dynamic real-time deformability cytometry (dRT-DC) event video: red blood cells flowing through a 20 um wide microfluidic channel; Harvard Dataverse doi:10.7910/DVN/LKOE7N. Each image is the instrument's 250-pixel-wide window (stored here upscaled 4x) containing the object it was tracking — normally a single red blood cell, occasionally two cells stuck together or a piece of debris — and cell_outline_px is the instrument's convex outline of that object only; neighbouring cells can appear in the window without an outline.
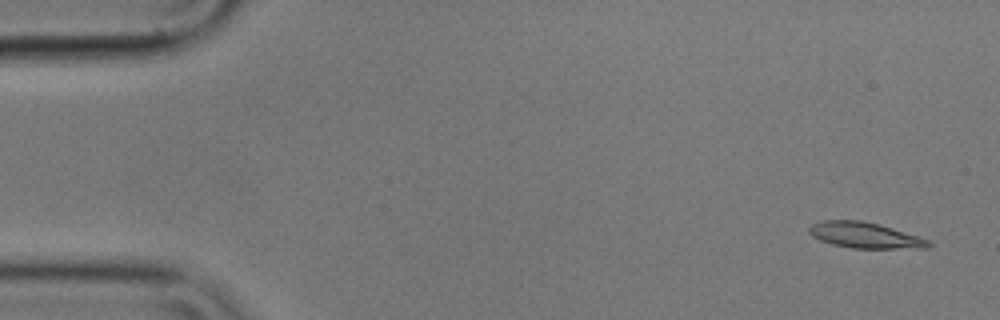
{"species": "common noctule bat (a hibernating species)", "species_latin": "Nyctalus noctula", "temperature_condition": "cold", "stored_images_in_passage": 6, "camera_frame_rate_fps": 3000, "um_per_image_px": 0.085, "animal": {"sex": "male", "body_mass_g": 17.9}, "frame": {"image": 1, "passage_image": 1, "time_ms": 0.0, "image_size_px": [1000, 320], "cell_outline_px": [[932, 244], [928, 248], [852, 248], [832, 244], [820, 240], [812, 236], [808, 232], [808, 228], [812, 224], [820, 220], [860, 220], [880, 224], [932, 240]], "centroid_in_image_um": [73.54, 19.99], "position_along_channel_um": 11.5, "area_um2": 18.15}}
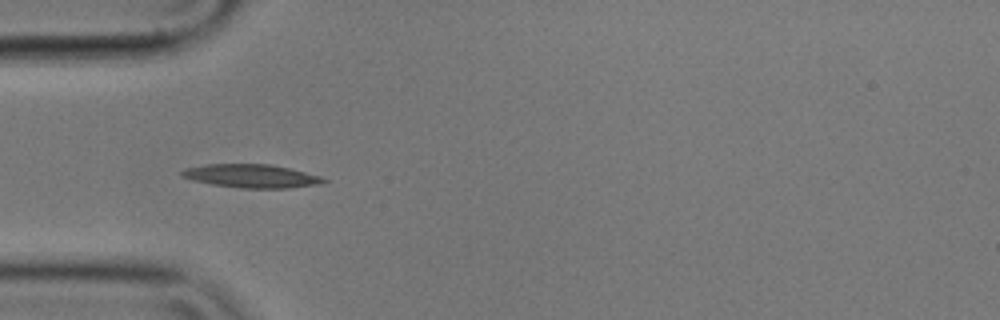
{"frame": {"image": 2, "passage_image": 5, "time_ms": 1.333, "image_size_px": [1000, 320], "cell_outline_px": [[328, 180], [320, 184], [288, 188], [244, 188], [212, 184], [192, 180], [180, 176], [180, 172], [184, 168], [208, 164], [272, 164], [320, 176]], "centroid_in_image_um": [21.34, 14.96], "position_along_channel_um": 63.7, "area_um2": 19.25}}
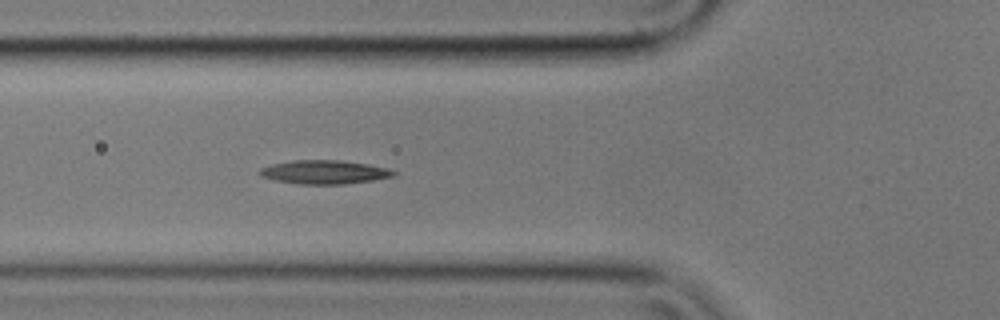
{"frame": {"image": 3, "passage_image": 6, "time_ms": 1.667, "image_size_px": [1000, 320], "cell_outline_px": [[396, 172], [392, 176], [372, 180], [344, 184], [300, 184], [276, 180], [260, 176], [256, 172], [260, 168], [272, 164], [292, 160], [340, 160], [368, 164], [392, 168]], "centroid_in_image_um": [27.55, 14.62], "position_along_channel_um": 98.2, "area_um2": 18.55}}